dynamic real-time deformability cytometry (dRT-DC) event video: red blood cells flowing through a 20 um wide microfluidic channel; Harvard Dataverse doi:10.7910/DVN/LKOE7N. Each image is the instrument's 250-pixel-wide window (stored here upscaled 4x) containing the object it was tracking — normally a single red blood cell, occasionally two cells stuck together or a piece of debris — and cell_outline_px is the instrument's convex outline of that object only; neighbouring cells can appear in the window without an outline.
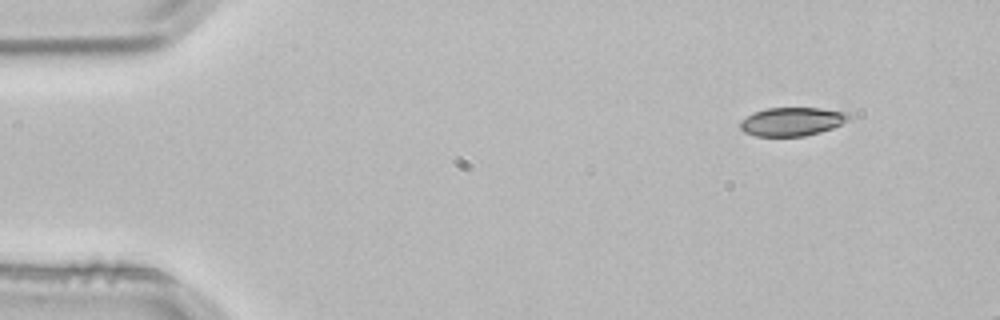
{"species": "common noctule bat (a hibernating species)", "species_latin": "Nyctalus noctula", "temperature_condition": "room temperature", "stored_images_in_passage": 3, "camera_frame_rate_fps": 3000, "um_per_image_px": 0.085, "animal": {"sex": "male", "body_mass_g": 21.5, "forearm_length_mm": 52.0}, "frame": {"image": 1, "passage_image": 1, "time_ms": 0.0, "image_size_px": [1000, 320], "cell_outline_px": [[856, 116], [832, 128], [820, 132], [804, 136], [756, 136], [744, 132], [740, 128], [740, 120], [756, 112], [768, 108], [820, 108], [852, 112]], "centroid_in_image_um": [67.4, 10.32], "position_along_channel_um": 17.6, "area_um2": 18.21}}
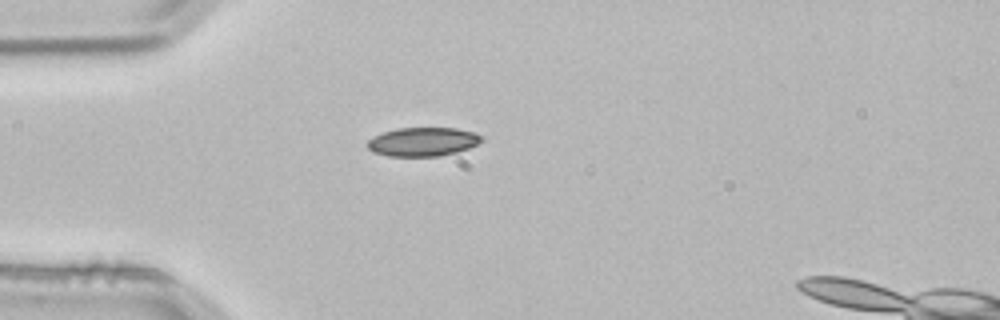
{"frame": {"image": 2, "passage_image": 3, "time_ms": 0.667, "image_size_px": [1000, 320], "cell_outline_px": [[484, 140], [468, 148], [456, 152], [440, 156], [388, 156], [372, 152], [368, 148], [368, 140], [372, 136], [396, 128], [456, 128], [476, 132], [484, 136]], "centroid_in_image_um": [35.96, 12.04], "position_along_channel_um": 49.0, "area_um2": 19.31}}